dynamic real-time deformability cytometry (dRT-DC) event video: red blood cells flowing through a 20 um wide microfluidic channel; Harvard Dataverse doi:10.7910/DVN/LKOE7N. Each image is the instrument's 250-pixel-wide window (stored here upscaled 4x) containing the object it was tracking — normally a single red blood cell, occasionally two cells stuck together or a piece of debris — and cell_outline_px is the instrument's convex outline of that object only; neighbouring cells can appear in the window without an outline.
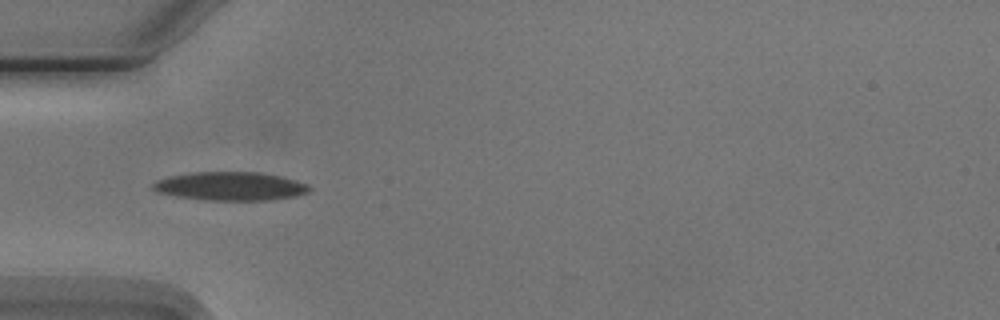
{"species": "Egyptian fruit bat (a non-hibernating species)", "species_latin": "Rousettus aegyptiacus", "temperature_condition": "cold", "stored_images_in_passage": 4, "camera_frame_rate_fps": 3000, "um_per_image_px": 0.085, "animal": {"sex": "male"}, "frame": {"image": 1, "passage_image": 4, "time_ms": 3.667, "image_size_px": [1000, 320], "cell_outline_px": [[312, 188], [308, 192], [296, 196], [272, 200], [208, 200], [176, 196], [156, 192], [152, 188], [152, 184], [156, 180], [168, 176], [192, 172], [260, 172], [280, 176], [296, 180], [308, 184]], "centroid_in_image_um": [19.58, 15.82], "position_along_channel_um": 65.4, "area_um2": 26.18}}